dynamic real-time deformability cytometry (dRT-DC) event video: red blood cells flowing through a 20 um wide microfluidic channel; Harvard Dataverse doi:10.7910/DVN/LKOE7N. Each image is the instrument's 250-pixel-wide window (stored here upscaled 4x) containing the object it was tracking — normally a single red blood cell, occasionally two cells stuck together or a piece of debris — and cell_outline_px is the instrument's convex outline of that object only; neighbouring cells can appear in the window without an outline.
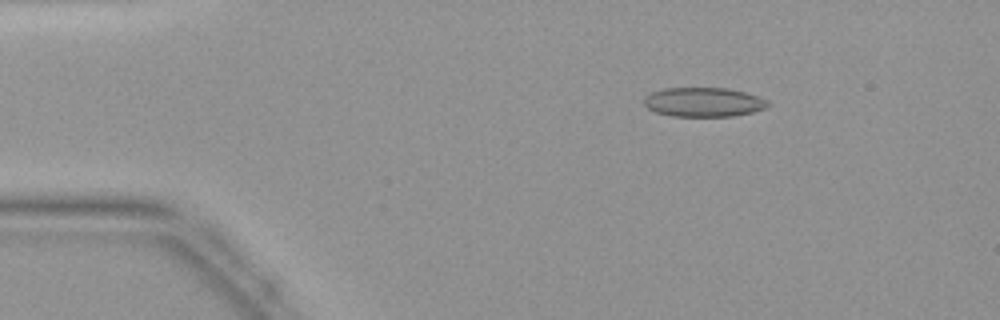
{"species": "common noctule bat (a hibernating species)", "species_latin": "Nyctalus noctula", "temperature_condition": "warm", "stored_images_in_passage": 38, "camera_frame_rate_fps": 3000, "um_per_image_px": 0.085, "animal": {"sex": "female", "body_mass_g": 19.9}, "frame": {"image": 1, "passage_image": 1, "time_ms": 0.0, "image_size_px": [1000, 320], "cell_outline_px": [[768, 104], [764, 108], [752, 112], [732, 116], [672, 116], [656, 112], [648, 108], [644, 104], [644, 96], [652, 92], [664, 88], [728, 88], [744, 92], [768, 100]], "centroid_in_image_um": [59.77, 8.67], "position_along_channel_um": 25.2, "area_um2": 20.98}}
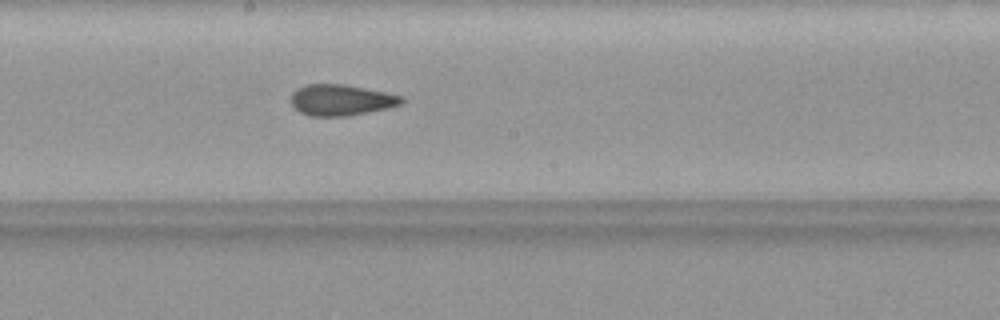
{"frame": {"image": 2, "passage_image": 18, "time_ms": 5.667, "image_size_px": [1000, 320], "cell_outline_px": [[404, 100], [400, 104], [388, 108], [348, 116], [308, 116], [300, 112], [292, 104], [292, 92], [296, 88], [308, 84], [344, 84], [404, 96]], "centroid_in_image_um": [28.99, 8.5], "position_along_channel_um": 219.2, "area_um2": 19.94}}
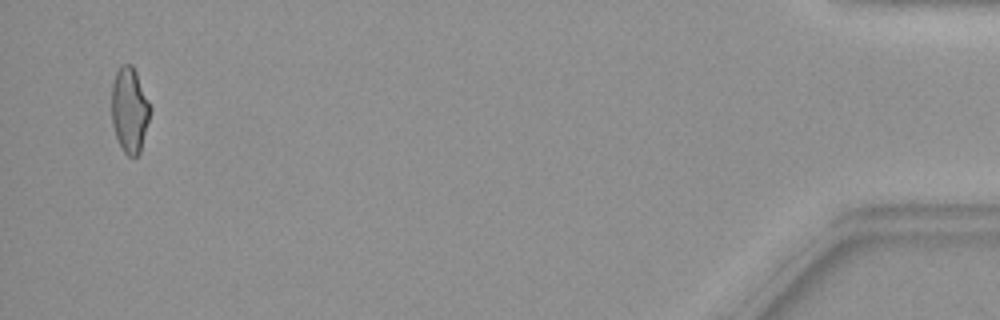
{"frame": {"image": 3, "passage_image": 37, "time_ms": 12.0, "image_size_px": [1000, 320], "cell_outline_px": [[152, 108], [140, 152], [136, 156], [128, 156], [124, 152], [116, 136], [112, 124], [112, 84], [116, 72], [124, 64], [132, 64], [136, 72]], "centroid_in_image_um": [11.02, 9.35], "position_along_channel_um": 424.2, "area_um2": 19.02}}